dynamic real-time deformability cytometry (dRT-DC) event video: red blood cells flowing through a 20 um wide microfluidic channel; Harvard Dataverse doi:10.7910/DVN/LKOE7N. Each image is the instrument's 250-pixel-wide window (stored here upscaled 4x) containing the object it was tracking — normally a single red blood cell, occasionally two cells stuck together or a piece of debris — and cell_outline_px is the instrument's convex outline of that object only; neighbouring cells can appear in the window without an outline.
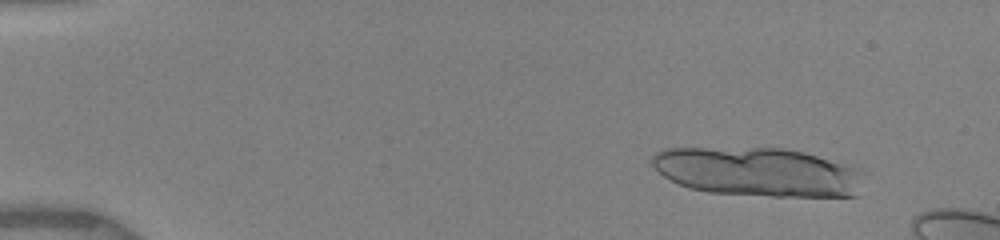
{"species": "human", "species_latin": "Homo sapiens", "temperature_condition": "warm", "stored_images_in_passage": 22, "camera_frame_rate_fps": 3000, "um_per_image_px": 0.085, "donor": {"sex": "female"}, "frame": {"image": 1, "passage_image": 4, "time_ms": 1.333, "image_size_px": [1000, 240], "cell_outline_px": [[864, 172], [856, 196], [772, 196], [708, 192], [688, 188], [664, 176], [652, 164], [652, 156], [656, 152], [664, 148], [784, 148], [804, 152], [860, 168]], "centroid_in_image_um": [64.43, 14.61], "position_along_channel_um": 20.6, "area_um2": 60.29}}